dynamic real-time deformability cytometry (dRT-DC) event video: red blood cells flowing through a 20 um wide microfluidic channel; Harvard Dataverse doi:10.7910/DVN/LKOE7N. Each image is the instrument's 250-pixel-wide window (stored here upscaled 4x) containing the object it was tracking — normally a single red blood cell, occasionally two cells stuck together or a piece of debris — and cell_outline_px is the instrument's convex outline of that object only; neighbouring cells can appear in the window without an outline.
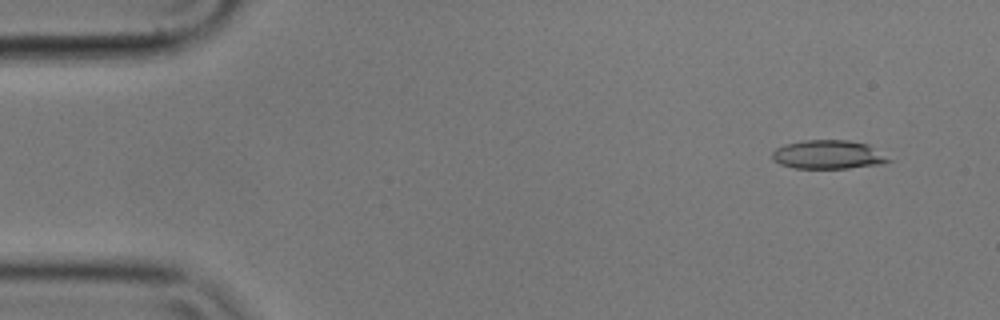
{"species": "common noctule bat (a hibernating species)", "species_latin": "Nyctalus noctula", "temperature_condition": "cold", "stored_images_in_passage": 56, "camera_frame_rate_fps": 3000, "um_per_image_px": 0.085, "animal": {"sex": "male", "body_mass_g": 17.9}, "frame": {"image": 1, "passage_image": 4, "time_ms": 1.0, "image_size_px": [1000, 320], "cell_outline_px": [[892, 160], [880, 164], [848, 168], [792, 168], [780, 164], [772, 160], [772, 152], [776, 148], [784, 144], [804, 140], [848, 140], [868, 144]], "centroid_in_image_um": [70.35, 13.14], "position_along_channel_um": 14.6, "area_um2": 19.48}}
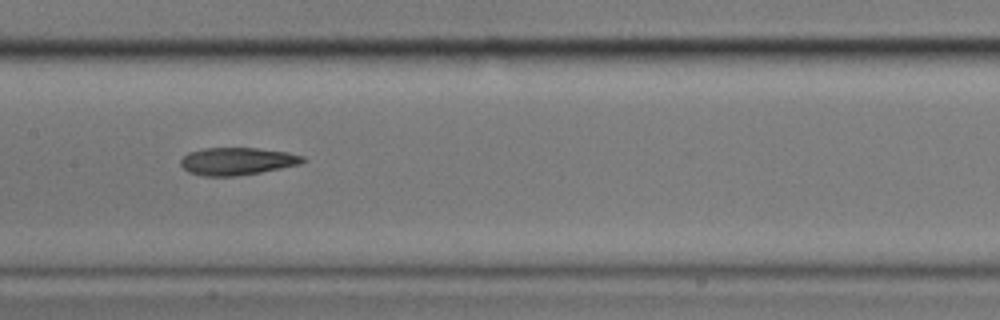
{"frame": {"image": 2, "passage_image": 27, "time_ms": 8.667, "image_size_px": [1000, 320], "cell_outline_px": [[308, 160], [300, 164], [260, 172], [236, 176], [204, 176], [188, 172], [180, 164], [180, 160], [188, 152], [204, 148], [260, 148], [288, 152], [304, 156]], "centroid_in_image_um": [20.17, 13.7], "position_along_channel_um": 187.2, "area_um2": 19.65}}
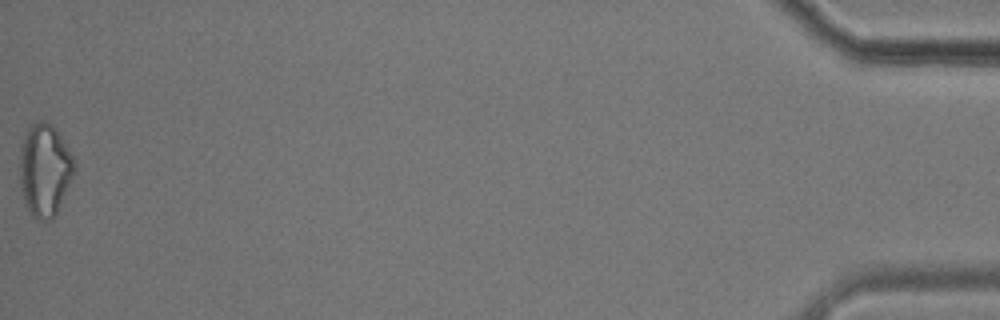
{"frame": {"image": 3, "passage_image": 56, "time_ms": 18.333, "image_size_px": [1000, 320], "cell_outline_px": [[76, 172], [52, 220], [36, 220], [28, 212], [24, 204], [20, 188], [20, 148], [24, 136], [28, 128], [32, 124], [40, 120], [48, 120], [56, 128], [76, 160]], "centroid_in_image_um": [3.81, 14.44], "position_along_channel_um": 431.4, "area_um2": 30.06}, "authors_computed_cell_mechanics": {"area_um2": 19.7387, "velocity_mm_per_s": 3.5439, "shape_relaxation_time_tau1_ms": null, "shape_relaxation_time_tau2_ms": 5.5888, "deformation_change_tau1": null, "deformation_change_tau2": 0.1688}}